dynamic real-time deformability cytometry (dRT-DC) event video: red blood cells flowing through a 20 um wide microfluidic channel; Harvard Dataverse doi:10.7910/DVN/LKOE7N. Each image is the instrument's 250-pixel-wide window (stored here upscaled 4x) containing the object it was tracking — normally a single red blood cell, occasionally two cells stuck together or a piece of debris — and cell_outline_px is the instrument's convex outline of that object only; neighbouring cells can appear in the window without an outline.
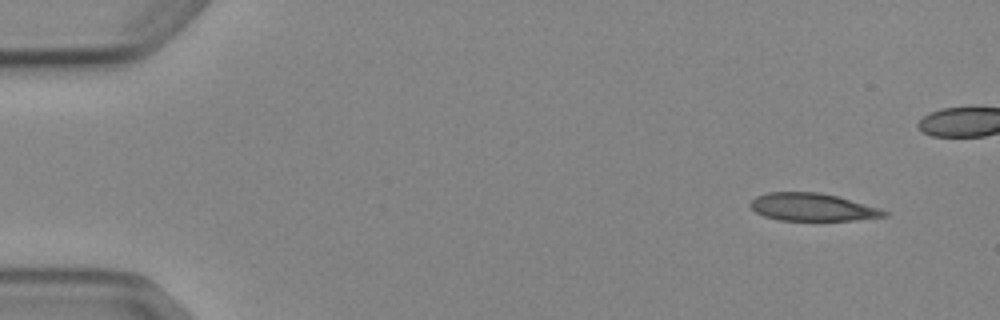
{"species": "Egyptian fruit bat (a non-hibernating species)", "species_latin": "Rousettus aegyptiacus", "temperature_condition": "cold", "stored_images_in_passage": 5, "camera_frame_rate_fps": 3000, "um_per_image_px": 0.085, "animal": {"sex": "female"}, "frame": {"image": 1, "passage_image": 1, "time_ms": 0.0, "image_size_px": [1000, 320], "cell_outline_px": [[888, 216], [856, 220], [780, 220], [764, 216], [756, 212], [748, 204], [756, 196], [768, 192], [820, 192], [836, 196], [880, 208], [888, 212]], "centroid_in_image_um": [69.05, 17.6], "position_along_channel_um": 16.0, "area_um2": 21.5}}